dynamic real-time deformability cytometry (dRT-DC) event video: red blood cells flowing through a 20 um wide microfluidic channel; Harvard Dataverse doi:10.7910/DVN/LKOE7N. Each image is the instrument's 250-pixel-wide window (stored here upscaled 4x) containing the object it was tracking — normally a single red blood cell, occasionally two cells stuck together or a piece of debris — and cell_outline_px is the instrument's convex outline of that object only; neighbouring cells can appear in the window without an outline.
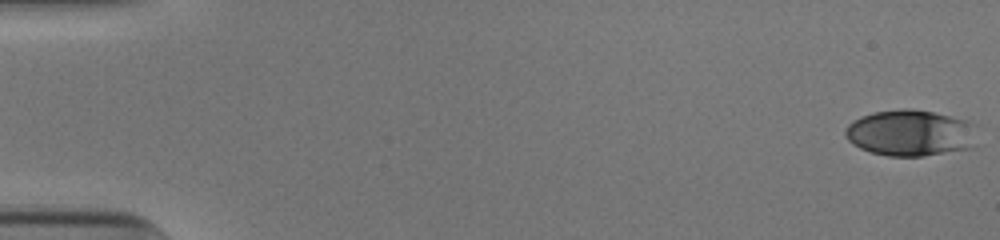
{"species": "human", "species_latin": "Homo sapiens", "temperature_condition": "cold", "stored_images_in_passage": 53, "camera_frame_rate_fps": 3000, "um_per_image_px": 0.085, "donor": {"sex": "male"}, "frame": {"image": 1, "passage_image": 1, "time_ms": 0.0, "image_size_px": [1000, 240], "cell_outline_px": [[976, 144], [972, 148], [924, 156], [888, 156], [872, 152], [860, 148], [852, 144], [848, 140], [844, 132], [848, 124], [852, 120], [872, 112], [904, 108], [912, 108], [932, 112], [968, 120], [976, 124]], "centroid_in_image_um": [77.42, 11.3], "position_along_channel_um": 7.6, "area_um2": 36.01}}
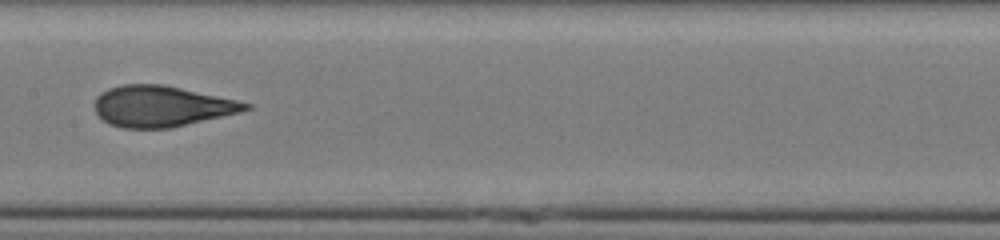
{"frame": {"image": 2, "passage_image": 28, "time_ms": 9.0, "image_size_px": [1000, 240], "cell_outline_px": [[252, 108], [240, 112], [172, 128], [120, 128], [108, 124], [96, 112], [92, 104], [96, 96], [100, 92], [108, 88], [120, 84], [164, 84], [236, 100], [252, 104]], "centroid_in_image_um": [13.68, 9.03], "position_along_channel_um": 193.7, "area_um2": 36.24}}
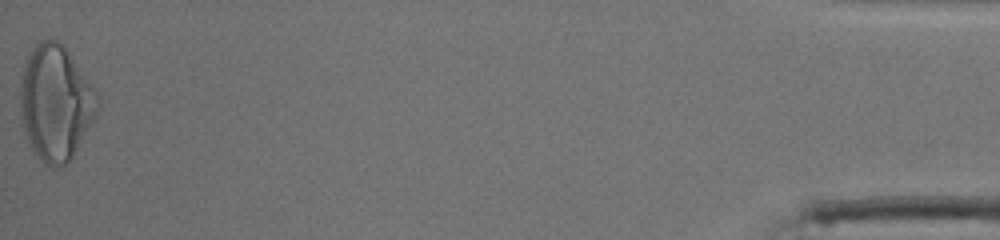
{"frame": {"image": 3, "passage_image": 53, "time_ms": 17.333, "image_size_px": [1000, 240], "cell_outline_px": [[100, 104], [96, 116], [72, 156], [64, 164], [52, 168], [44, 164], [40, 160], [28, 144], [20, 112], [20, 84], [24, 60], [28, 52], [40, 40], [56, 40], [64, 48], [100, 96]], "centroid_in_image_um": [4.7, 8.75], "position_along_channel_um": 430.5, "area_um2": 51.67}, "authors_computed_cell_mechanics": {"area_um2": 35.836, "velocity_mm_per_s": 3.9443, "shape_relaxation_time_tau1_ms": 6.4732, "shape_relaxation_time_tau2_ms": 0.8553, "deformation_change_tau1": 0.2402, "deformation_change_tau2": 0.0866}}